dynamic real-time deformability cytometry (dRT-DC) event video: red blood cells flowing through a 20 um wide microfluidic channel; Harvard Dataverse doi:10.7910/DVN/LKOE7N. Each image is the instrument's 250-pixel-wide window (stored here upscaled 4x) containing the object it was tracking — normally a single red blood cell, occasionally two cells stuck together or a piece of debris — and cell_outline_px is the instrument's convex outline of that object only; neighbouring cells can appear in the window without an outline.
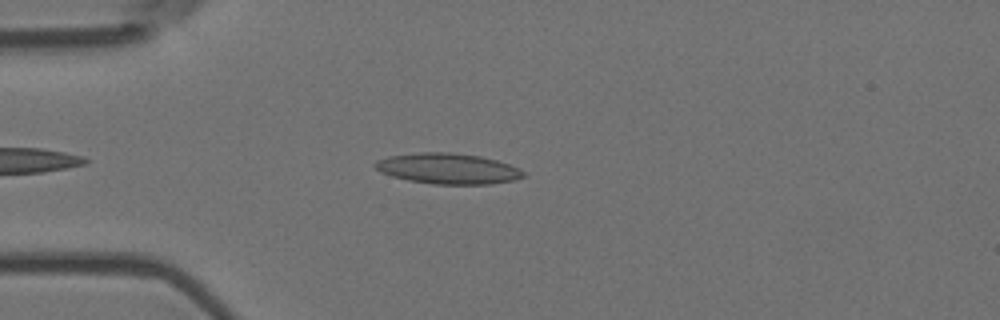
{"species": "Egyptian fruit bat (a non-hibernating species)", "species_latin": "Rousettus aegyptiacus", "temperature_condition": "room temperature", "stored_images_in_passage": 44, "camera_frame_rate_fps": 3000, "um_per_image_px": 0.085, "animal": {"sex": "female"}, "frame": {"image": 1, "passage_image": 7, "time_ms": 2.0, "image_size_px": [1000, 320], "cell_outline_px": [[524, 176], [512, 180], [488, 184], [432, 184], [408, 180], [392, 176], [380, 172], [372, 164], [376, 160], [388, 156], [420, 152], [448, 152], [480, 156], [496, 160], [520, 168], [524, 172]], "centroid_in_image_um": [38.03, 14.32], "position_along_channel_um": 47.0, "area_um2": 26.41}}
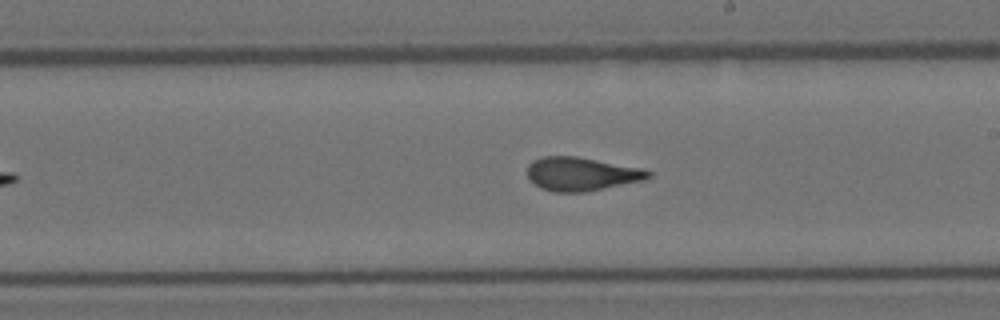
{"frame": {"image": 2, "passage_image": 24, "time_ms": 7.667, "image_size_px": [1000, 320], "cell_outline_px": [[652, 176], [644, 180], [584, 192], [556, 192], [540, 188], [528, 176], [528, 164], [532, 160], [540, 156], [576, 156], [644, 168], [652, 172]], "centroid_in_image_um": [49.44, 14.77], "position_along_channel_um": 239.6, "area_um2": 23.7}}
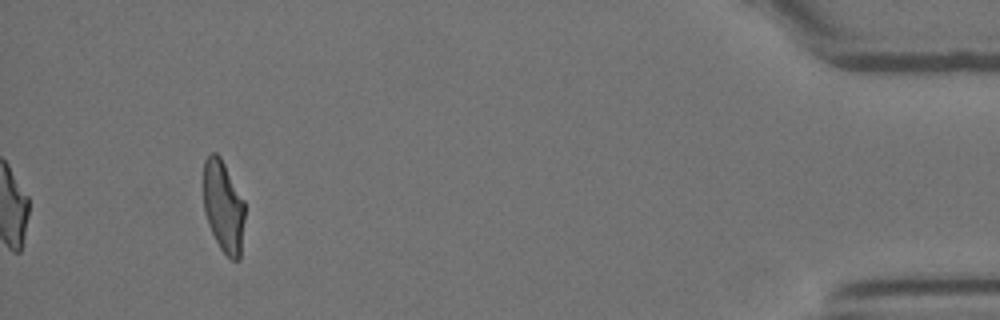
{"frame": {"image": 3, "passage_image": 44, "time_ms": 14.333, "image_size_px": [1000, 320], "cell_outline_px": [[244, 220], [240, 260], [232, 260], [220, 248], [208, 224], [204, 212], [204, 160], [208, 152], [216, 152], [220, 156], [244, 200]], "centroid_in_image_um": [18.98, 17.53], "position_along_channel_um": 416.2, "area_um2": 22.14}, "authors_computed_cell_mechanics": {"area_um2": 23.8425, "velocity_mm_per_s": 3.6756, "shape_relaxation_time_tau1_ms": 8.429, "shape_relaxation_time_tau2_ms": 1.3005, "deformation_change_tau1": 0.2447, "deformation_change_tau2": 0.0787}}